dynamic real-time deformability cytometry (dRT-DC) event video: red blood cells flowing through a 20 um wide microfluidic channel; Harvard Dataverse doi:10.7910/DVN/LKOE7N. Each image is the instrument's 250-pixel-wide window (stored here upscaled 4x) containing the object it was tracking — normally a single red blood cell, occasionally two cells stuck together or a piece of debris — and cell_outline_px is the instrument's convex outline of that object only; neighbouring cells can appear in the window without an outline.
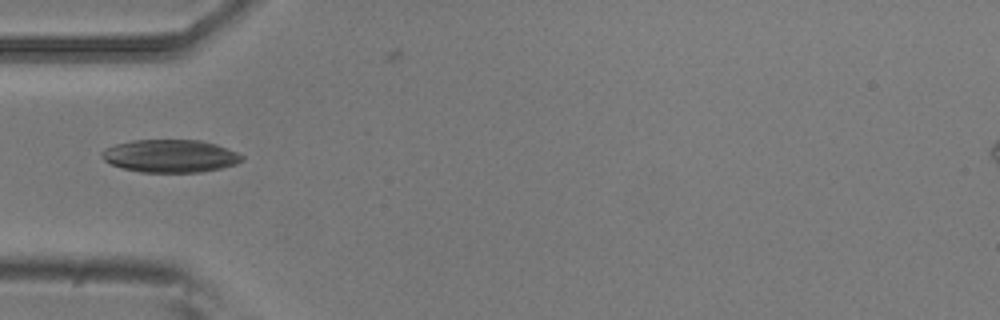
{"species": "common noctule bat (a hibernating species)", "species_latin": "Nyctalus noctula", "temperature_condition": "room temperature", "stored_images_in_passage": 5, "camera_frame_rate_fps": 3000, "um_per_image_px": 0.085, "animal": {"sex": "male", "body_mass_g": 20.5, "forearm_length_mm": 52.5}, "frame": {"image": 1, "passage_image": 5, "time_ms": 1.333, "image_size_px": [1000, 320], "cell_outline_px": [[244, 160], [236, 164], [220, 168], [200, 172], [140, 172], [124, 168], [112, 164], [104, 160], [100, 156], [100, 152], [104, 148], [116, 144], [132, 140], [200, 140], [216, 144], [236, 152], [244, 156]], "centroid_in_image_um": [14.46, 13.25], "position_along_channel_um": 70.5, "area_um2": 26.76}}